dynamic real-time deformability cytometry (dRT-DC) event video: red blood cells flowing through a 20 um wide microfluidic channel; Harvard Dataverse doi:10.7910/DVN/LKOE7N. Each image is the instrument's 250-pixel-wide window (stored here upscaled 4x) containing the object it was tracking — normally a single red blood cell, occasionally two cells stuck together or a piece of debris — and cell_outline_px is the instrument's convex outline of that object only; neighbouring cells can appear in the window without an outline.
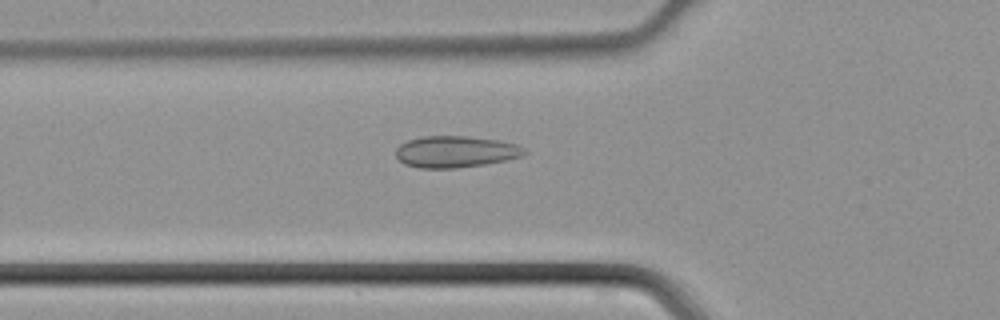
{"species": "common noctule bat (a hibernating species)", "species_latin": "Nyctalus noctula", "temperature_condition": "cold", "stored_images_in_passage": 40, "camera_frame_rate_fps": 3000, "um_per_image_px": 0.085, "animal": {"sex": "male", "body_mass_g": 21.5, "forearm_length_mm": 52.0}, "frame": {"image": 1, "passage_image": 11, "time_ms": 3.333, "image_size_px": [1000, 320], "cell_outline_px": [[528, 152], [520, 156], [508, 160], [484, 164], [456, 168], [420, 168], [404, 164], [396, 156], [396, 148], [400, 144], [408, 140], [424, 136], [468, 136], [500, 140], [516, 144], [524, 148]], "centroid_in_image_um": [38.73, 12.89], "position_along_channel_um": 87.1, "area_um2": 23.7}}
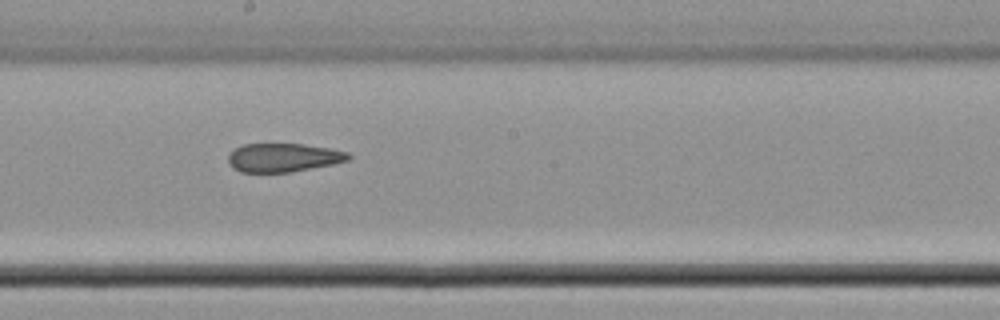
{"frame": {"image": 2, "passage_image": 20, "time_ms": 6.333, "image_size_px": [1000, 320], "cell_outline_px": [[352, 156], [348, 160], [332, 164], [292, 172], [240, 172], [232, 168], [228, 164], [228, 156], [236, 148], [244, 144], [304, 144], [328, 148], [348, 152]], "centroid_in_image_um": [24.07, 13.4], "position_along_channel_um": 224.1, "area_um2": 20.0}}
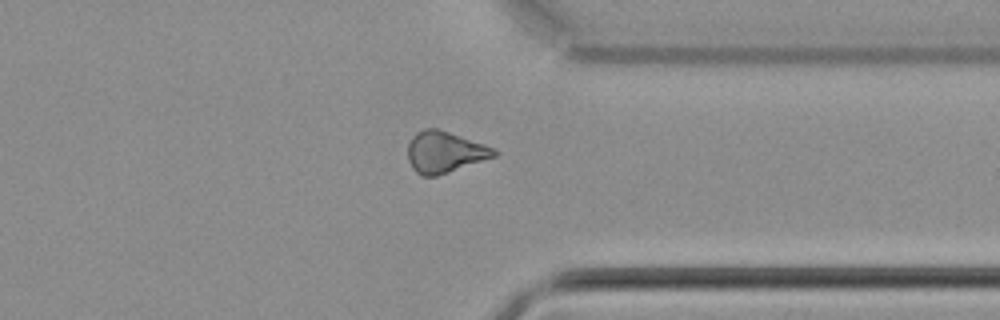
{"frame": {"image": 3, "passage_image": 30, "time_ms": 9.667, "image_size_px": [1000, 320], "cell_outline_px": [[500, 152], [496, 156], [436, 176], [420, 176], [412, 168], [408, 160], [408, 144], [412, 136], [416, 132], [424, 128], [436, 128], [496, 148]], "centroid_in_image_um": [37.79, 12.93], "position_along_channel_um": 373.6, "area_um2": 20.75}}